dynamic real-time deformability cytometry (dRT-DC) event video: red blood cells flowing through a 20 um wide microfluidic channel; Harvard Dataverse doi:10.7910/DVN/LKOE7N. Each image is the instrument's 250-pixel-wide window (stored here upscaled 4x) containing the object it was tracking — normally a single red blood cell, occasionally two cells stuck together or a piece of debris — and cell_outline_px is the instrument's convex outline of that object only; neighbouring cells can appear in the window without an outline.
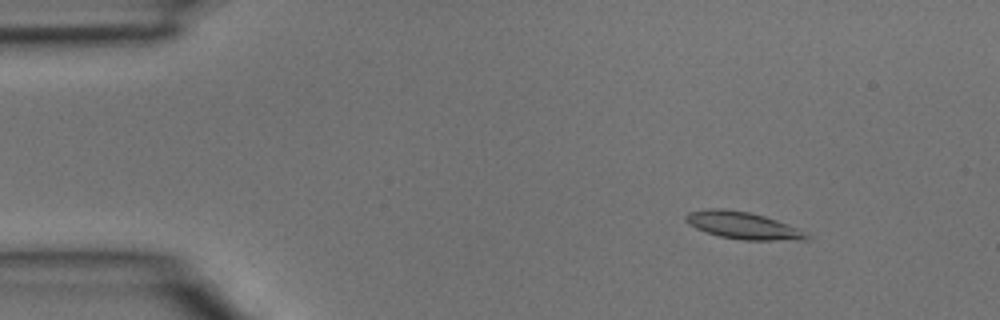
{"species": "common noctule bat (a hibernating species)", "species_latin": "Nyctalus noctula", "temperature_condition": "room temperature", "stored_images_in_passage": 5, "camera_frame_rate_fps": 3000, "um_per_image_px": 0.085, "animal": {"sex": "male", "body_mass_g": 15.6}, "frame": {"image": 1, "passage_image": 2, "time_ms": 0.333, "image_size_px": [1000, 320], "cell_outline_px": [[812, 236], [808, 240], [744, 240], [720, 236], [696, 228], [688, 224], [684, 220], [684, 216], [688, 212], [708, 208], [724, 208], [748, 212], [764, 216], [788, 224]], "centroid_in_image_um": [63.13, 19.16], "position_along_channel_um": 21.9, "area_um2": 19.07}}
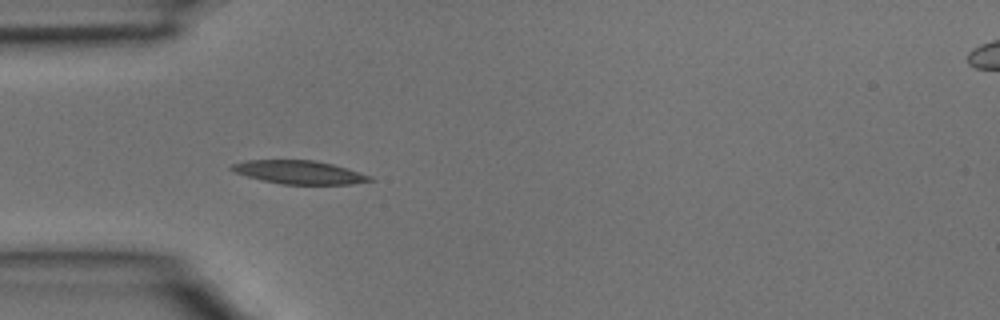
{"frame": {"image": 2, "passage_image": 4, "time_ms": 1.0, "image_size_px": [1000, 320], "cell_outline_px": [[376, 180], [352, 184], [280, 184], [232, 172], [228, 168], [232, 164], [244, 160], [316, 160], [348, 168], [372, 176]], "centroid_in_image_um": [25.44, 14.63], "position_along_channel_um": 59.6, "area_um2": 18.96}}